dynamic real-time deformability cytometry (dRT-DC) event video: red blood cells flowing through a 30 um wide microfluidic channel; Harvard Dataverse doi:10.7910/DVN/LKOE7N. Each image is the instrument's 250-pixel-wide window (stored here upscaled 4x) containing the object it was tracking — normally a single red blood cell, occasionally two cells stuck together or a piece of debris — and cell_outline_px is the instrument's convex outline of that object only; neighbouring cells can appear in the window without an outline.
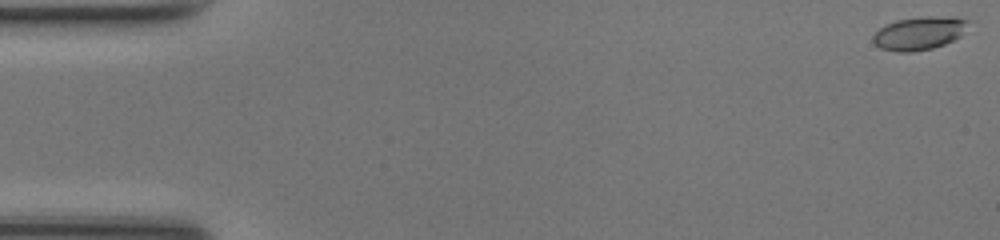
{"species": "common noctule bat (a hibernating species)", "species_latin": "Nyctalus noctula", "temperature_condition": "room temperature", "stored_images_in_passage": 49, "camera_frame_rate_fps": 3000, "um_per_image_px": 0.085, "animal": {"sex": "female", "body_mass_g": 17.0, "forearm_length_mm": 48.0}, "frame": {"image": 1, "passage_image": 1, "time_ms": 0.0, "image_size_px": [1000, 240], "cell_outline_px": [[968, 20], [960, 36], [944, 44], [932, 48], [912, 52], [896, 52], [880, 48], [872, 40], [872, 36], [880, 28], [896, 20], [920, 16], [952, 16]], "centroid_in_image_um": [78.1, 2.82], "position_along_channel_um": 6.9, "area_um2": 18.26}}
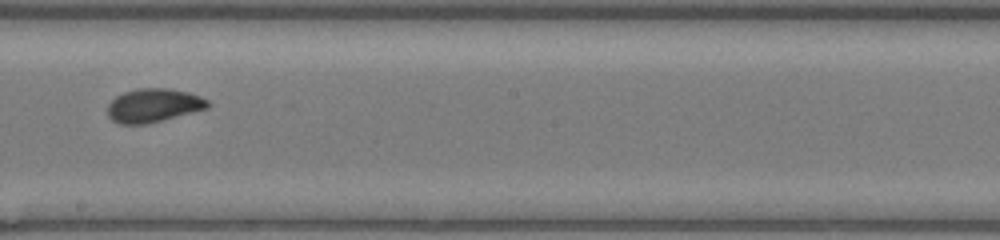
{"frame": {"image": 2, "passage_image": 28, "time_ms": 9.0, "image_size_px": [1000, 240], "cell_outline_px": [[212, 104], [208, 108], [148, 124], [120, 124], [112, 120], [108, 116], [108, 104], [116, 96], [124, 92], [136, 88], [168, 88], [188, 92], [200, 96], [208, 100]], "centroid_in_image_um": [13.06, 8.96], "position_along_channel_um": 235.1, "area_um2": 19.77}}
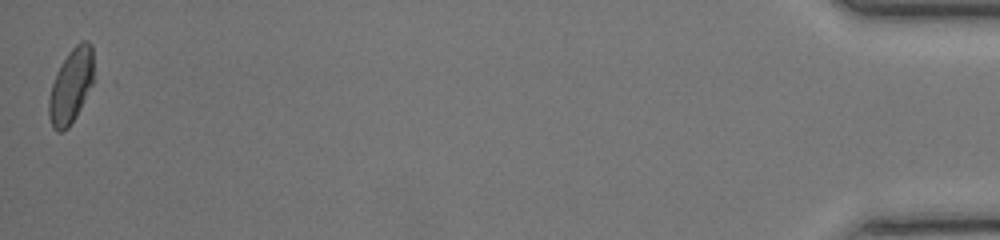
{"frame": {"image": 3, "passage_image": 49, "time_ms": 16.0, "image_size_px": [1000, 240], "cell_outline_px": [[92, 84], [76, 116], [68, 128], [60, 132], [56, 132], [52, 128], [48, 116], [48, 100], [52, 84], [56, 72], [68, 52], [80, 40], [88, 40], [92, 44]], "centroid_in_image_um": [6.0, 7.31], "position_along_channel_um": 429.2, "area_um2": 19.42}, "authors_computed_cell_mechanics": {"area_um2": 19.4208, "velocity_mm_per_s": 4.2478, "shape_relaxation_time_tau1_ms": 3.2047, "shape_relaxation_time_tau2_ms": 0.7192, "deformation_change_tau1": 0.1129, "deformation_change_tau2": 0.0462}}